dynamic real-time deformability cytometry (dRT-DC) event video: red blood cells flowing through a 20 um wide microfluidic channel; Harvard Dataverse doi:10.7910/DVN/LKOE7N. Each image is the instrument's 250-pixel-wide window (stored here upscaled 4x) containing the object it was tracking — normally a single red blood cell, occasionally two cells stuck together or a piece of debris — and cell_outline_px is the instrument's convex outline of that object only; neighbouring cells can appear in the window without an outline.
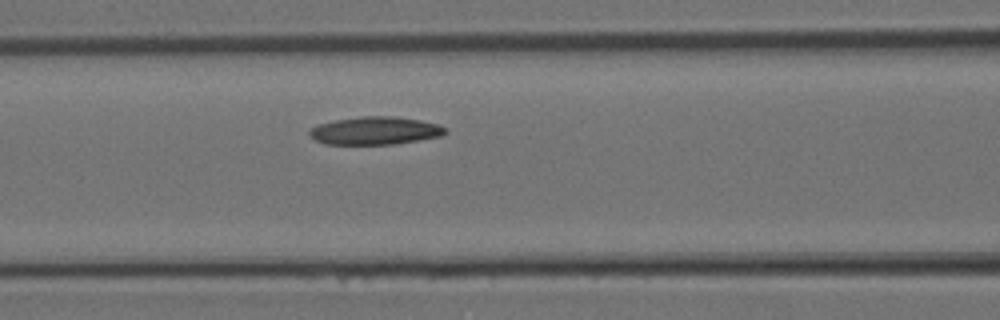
{"species": "Egyptian fruit bat (a non-hibernating species)", "species_latin": "Rousettus aegyptiacus", "temperature_condition": "room temperature", "stored_images_in_passage": 11, "camera_frame_rate_fps": 3000, "um_per_image_px": 0.085, "animal": {"sex": "female"}, "frame": {"image": 1, "passage_image": 8, "time_ms": 2.333, "image_size_px": [1000, 320], "cell_outline_px": [[448, 132], [440, 136], [392, 144], [324, 144], [308, 136], [308, 132], [316, 124], [336, 120], [360, 116], [396, 116], [420, 120], [440, 124], [448, 128]], "centroid_in_image_um": [31.88, 11.1], "position_along_channel_um": 134.7, "area_um2": 22.2}}
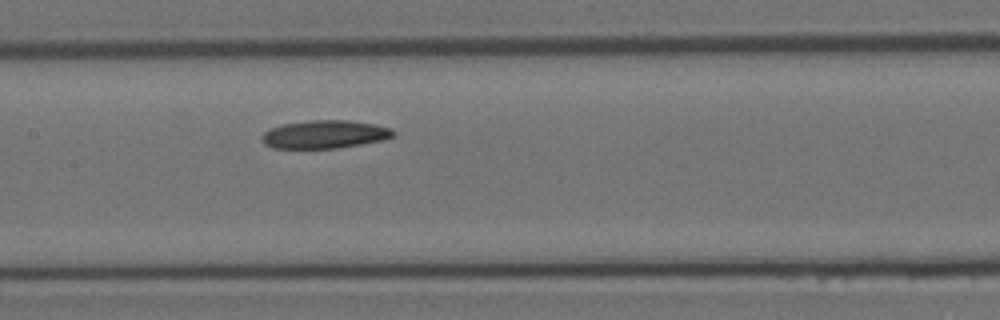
{"frame": {"image": 2, "passage_image": 10, "time_ms": 3.0, "image_size_px": [1000, 320], "cell_outline_px": [[396, 136], [384, 140], [340, 148], [272, 148], [264, 144], [260, 140], [260, 136], [268, 128], [284, 124], [312, 120], [348, 120], [372, 124], [392, 128], [396, 132]], "centroid_in_image_um": [27.6, 11.43], "position_along_channel_um": 179.8, "area_um2": 21.79}}